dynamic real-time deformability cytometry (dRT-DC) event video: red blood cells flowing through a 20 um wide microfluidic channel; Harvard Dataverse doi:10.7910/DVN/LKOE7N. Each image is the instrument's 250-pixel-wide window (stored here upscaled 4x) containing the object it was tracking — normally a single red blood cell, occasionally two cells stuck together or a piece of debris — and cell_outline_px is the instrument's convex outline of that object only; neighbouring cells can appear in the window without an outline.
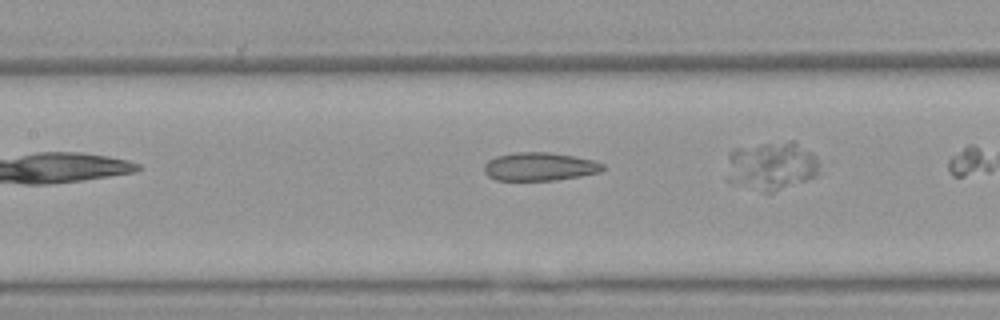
{"species": "Egyptian fruit bat (a non-hibernating species)", "species_latin": "Rousettus aegyptiacus", "temperature_condition": "warm", "stored_images_in_passage": 24, "camera_frame_rate_fps": 3000, "um_per_image_px": 0.085, "animal": {"sex": "female"}, "frame": {"image": 1, "passage_image": 8, "time_ms": 2.333, "image_size_px": [1000, 320], "cell_outline_px": [[604, 168], [600, 172], [580, 176], [552, 180], [496, 180], [488, 176], [484, 172], [484, 164], [488, 160], [496, 156], [516, 152], [548, 152], [572, 156], [592, 160], [604, 164]], "centroid_in_image_um": [45.83, 14.16], "position_along_channel_um": 161.6, "area_um2": 19.42}}
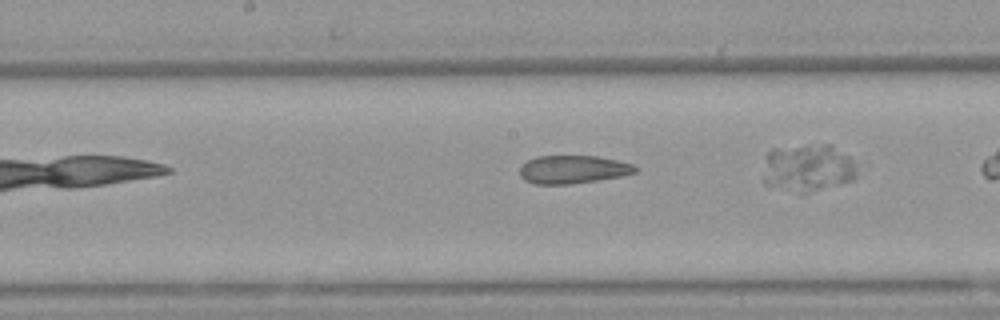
{"frame": {"image": 2, "passage_image": 11, "time_ms": 3.333, "image_size_px": [1000, 320], "cell_outline_px": [[640, 168], [636, 172], [620, 176], [572, 184], [532, 184], [524, 180], [520, 176], [520, 164], [536, 156], [596, 156], [616, 160], [632, 164]], "centroid_in_image_um": [48.66, 14.4], "position_along_channel_um": 199.5, "area_um2": 19.02}}
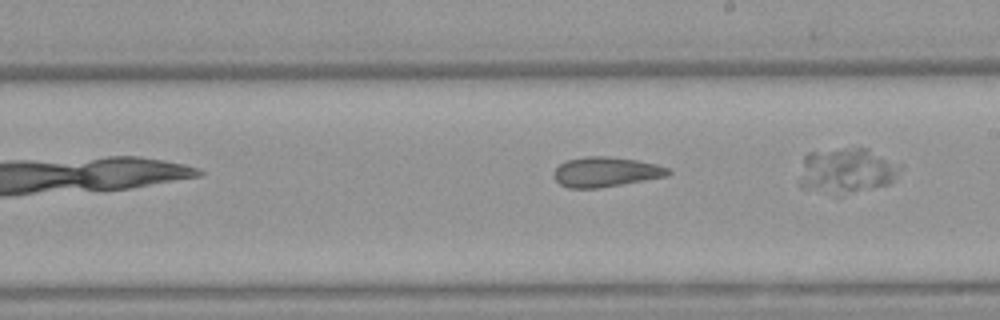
{"frame": {"image": 3, "passage_image": 14, "time_ms": 4.333, "image_size_px": [1000, 320], "cell_outline_px": [[672, 172], [668, 176], [596, 188], [568, 188], [560, 184], [552, 176], [552, 172], [560, 164], [568, 160], [584, 156], [608, 156], [636, 160], [656, 164], [668, 168]], "centroid_in_image_um": [51.46, 14.61], "position_along_channel_um": 237.5, "area_um2": 19.83}}